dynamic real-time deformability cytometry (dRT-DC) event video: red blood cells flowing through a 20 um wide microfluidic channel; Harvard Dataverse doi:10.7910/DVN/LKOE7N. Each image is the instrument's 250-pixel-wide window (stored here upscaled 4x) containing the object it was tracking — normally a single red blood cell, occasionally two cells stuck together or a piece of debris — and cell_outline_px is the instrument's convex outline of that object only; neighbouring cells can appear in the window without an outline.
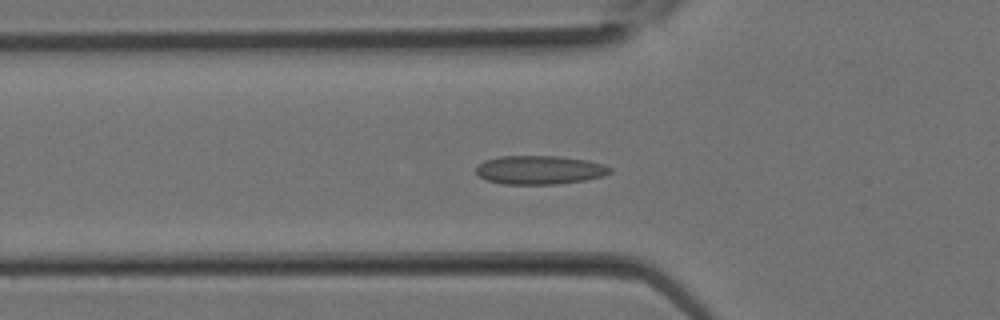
{"species": "Egyptian fruit bat (a non-hibernating species)", "species_latin": "Rousettus aegyptiacus", "temperature_condition": "room temperature", "stored_images_in_passage": 18, "camera_frame_rate_fps": 3000, "um_per_image_px": 0.085, "animal": {"sex": "female"}, "frame": {"image": 1, "passage_image": 10, "time_ms": 3.0, "image_size_px": [1000, 320], "cell_outline_px": [[612, 172], [604, 176], [584, 180], [556, 184], [504, 184], [488, 180], [480, 176], [476, 172], [476, 164], [484, 160], [500, 156], [556, 156], [588, 160], [604, 164], [612, 168]], "centroid_in_image_um": [45.88, 14.44], "position_along_channel_um": 79.9, "area_um2": 22.48}}
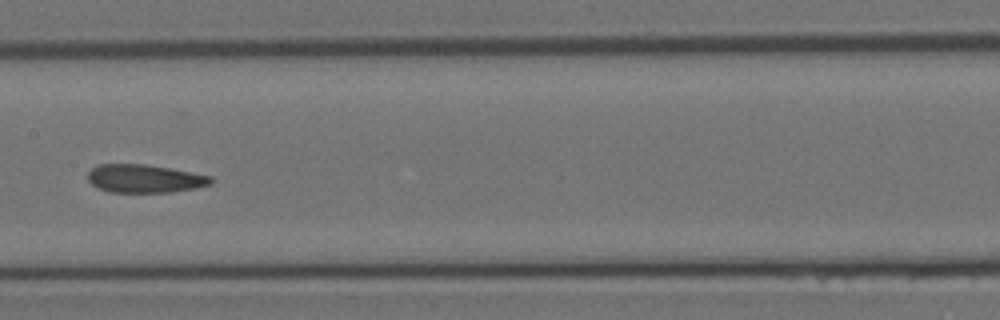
{"frame": {"image": 2, "passage_image": 15, "time_ms": 4.667, "image_size_px": [1000, 320], "cell_outline_px": [[216, 180], [212, 184], [196, 188], [168, 192], [108, 192], [96, 188], [88, 180], [88, 172], [96, 164], [144, 164], [168, 168], [212, 176]], "centroid_in_image_um": [12.29, 15.18], "position_along_channel_um": 195.1, "area_um2": 20.35}}
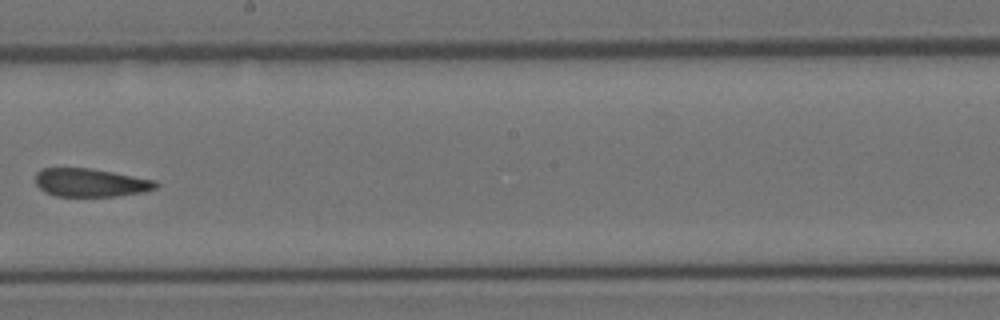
{"frame": {"image": 3, "passage_image": 17, "time_ms": 5.333, "image_size_px": [1000, 320], "cell_outline_px": [[160, 184], [156, 188], [144, 192], [116, 196], [56, 196], [44, 192], [36, 184], [36, 172], [40, 168], [88, 168], [112, 172], [156, 180]], "centroid_in_image_um": [7.7, 15.52], "position_along_channel_um": 240.5, "area_um2": 19.88}}